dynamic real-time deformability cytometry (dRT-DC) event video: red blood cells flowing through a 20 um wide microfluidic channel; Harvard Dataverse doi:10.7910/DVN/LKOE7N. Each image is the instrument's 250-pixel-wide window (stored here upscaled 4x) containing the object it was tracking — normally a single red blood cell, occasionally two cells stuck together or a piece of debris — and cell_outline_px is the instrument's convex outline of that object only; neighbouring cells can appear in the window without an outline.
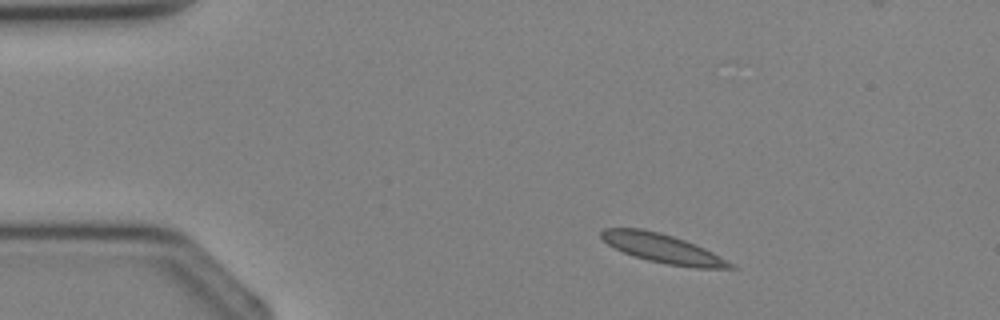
{"species": "Egyptian fruit bat (a non-hibernating species)", "species_latin": "Rousettus aegyptiacus", "temperature_condition": "cold", "stored_images_in_passage": 3, "camera_frame_rate_fps": 3000, "um_per_image_px": 0.085, "animal": {"sex": "female"}, "frame": {"image": 1, "passage_image": 1, "time_ms": 0.0, "image_size_px": [1000, 320], "cell_outline_px": [[740, 268], [696, 268], [668, 264], [648, 260], [632, 256], [608, 244], [600, 236], [600, 232], [604, 228], [640, 228], [660, 232], [696, 244], [720, 256]], "centroid_in_image_um": [56.33, 21.11], "position_along_channel_um": 28.7, "area_um2": 21.62}}